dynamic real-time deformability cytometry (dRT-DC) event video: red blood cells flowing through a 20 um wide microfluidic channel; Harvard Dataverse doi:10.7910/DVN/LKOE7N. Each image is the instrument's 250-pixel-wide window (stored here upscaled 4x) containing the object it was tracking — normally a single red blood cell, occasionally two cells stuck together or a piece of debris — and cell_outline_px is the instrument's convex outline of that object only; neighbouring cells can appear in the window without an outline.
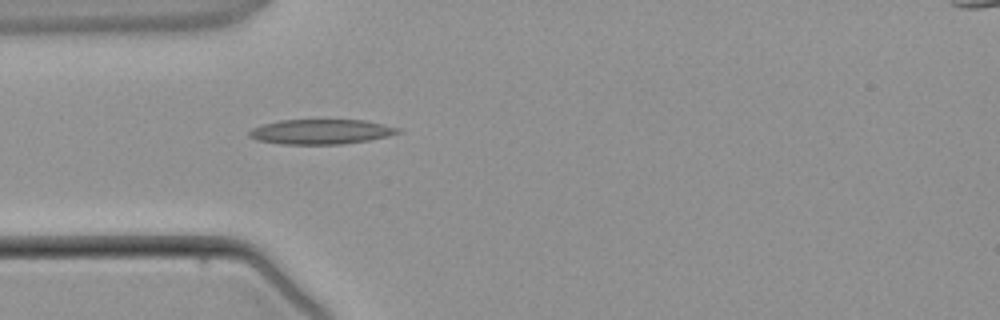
{"species": "common noctule bat (a hibernating species)", "species_latin": "Nyctalus noctula", "temperature_condition": "warm", "stored_images_in_passage": 3, "camera_frame_rate_fps": 3000, "um_per_image_px": 0.085, "animal": {"sex": "male", "body_mass_g": 21.5, "forearm_length_mm": 52.0}, "frame": {"image": 1, "passage_image": 3, "time_ms": 3.0, "image_size_px": [1000, 320], "cell_outline_px": [[404, 132], [388, 136], [368, 140], [340, 144], [280, 144], [256, 140], [248, 136], [248, 132], [252, 128], [264, 124], [280, 120], [364, 120], [384, 124], [400, 128]], "centroid_in_image_um": [27.29, 11.19], "position_along_channel_um": 57.7, "area_um2": 21.62}}